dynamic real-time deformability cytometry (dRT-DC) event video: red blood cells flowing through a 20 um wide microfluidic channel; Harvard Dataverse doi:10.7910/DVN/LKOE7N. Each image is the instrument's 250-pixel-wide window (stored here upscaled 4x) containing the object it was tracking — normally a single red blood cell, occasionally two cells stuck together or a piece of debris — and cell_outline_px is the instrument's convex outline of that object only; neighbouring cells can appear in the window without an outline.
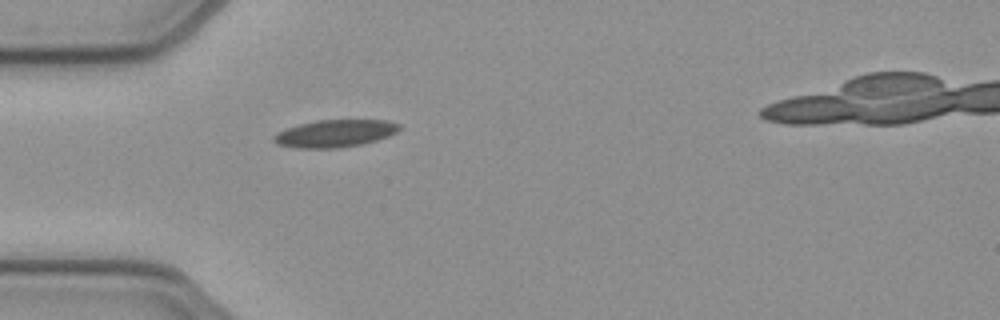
{"species": "common noctule bat (a hibernating species)", "species_latin": "Nyctalus noctula", "temperature_condition": "cold", "stored_images_in_passage": 36, "camera_frame_rate_fps": 3000, "um_per_image_px": 0.085, "animal": {"sex": "female", "body_mass_g": 21.9}, "frame": {"image": 1, "passage_image": 1, "time_ms": 0.0, "image_size_px": [1000, 320], "cell_outline_px": [[400, 128], [396, 132], [388, 136], [376, 140], [360, 144], [340, 148], [296, 148], [276, 144], [272, 140], [272, 136], [276, 132], [300, 124], [316, 120], [388, 120], [400, 124]], "centroid_in_image_um": [28.44, 11.34], "position_along_channel_um": 56.6, "area_um2": 20.06}}
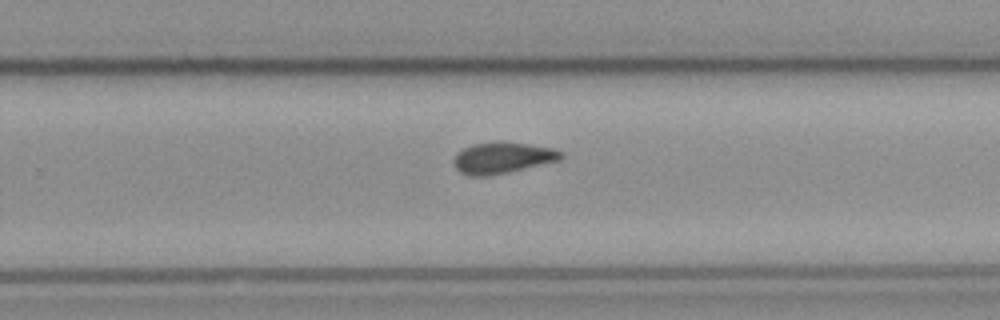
{"frame": {"image": 2, "passage_image": 19, "time_ms": 6.0, "image_size_px": [1000, 320], "cell_outline_px": [[564, 156], [560, 160], [508, 172], [488, 176], [472, 176], [460, 172], [456, 168], [452, 160], [456, 152], [472, 144], [496, 140], [528, 144], [552, 148], [564, 152]], "centroid_in_image_um": [42.69, 13.39], "position_along_channel_um": 287.1, "area_um2": 19.77}}
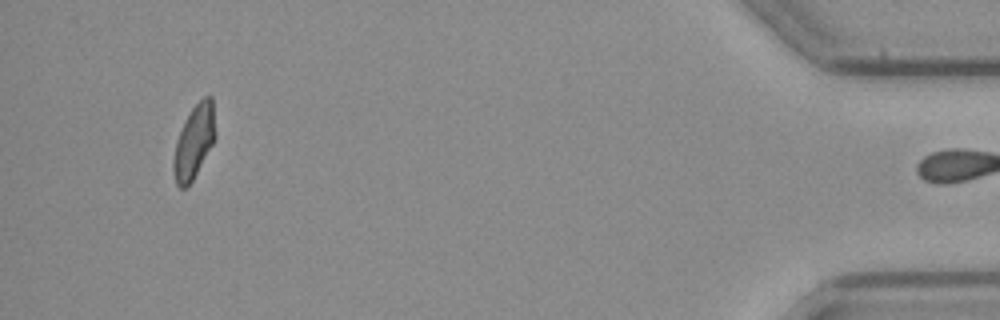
{"frame": {"image": 3, "passage_image": 35, "time_ms": 11.333, "image_size_px": [1000, 320], "cell_outline_px": [[216, 136], [212, 144], [188, 188], [180, 188], [176, 184], [172, 168], [172, 160], [176, 140], [184, 120], [192, 108], [204, 96], [212, 96], [216, 132]], "centroid_in_image_um": [16.47, 12.05], "position_along_channel_um": 418.7, "area_um2": 18.03}, "authors_computed_cell_mechanics": {"area_um2": 19.1607, "velocity_mm_per_s": 3.9233, "shape_relaxation_time_tau1_ms": null, "shape_relaxation_time_tau2_ms": 3.9758, "deformation_change_tau1": null, "deformation_change_tau2": 0.1023}}